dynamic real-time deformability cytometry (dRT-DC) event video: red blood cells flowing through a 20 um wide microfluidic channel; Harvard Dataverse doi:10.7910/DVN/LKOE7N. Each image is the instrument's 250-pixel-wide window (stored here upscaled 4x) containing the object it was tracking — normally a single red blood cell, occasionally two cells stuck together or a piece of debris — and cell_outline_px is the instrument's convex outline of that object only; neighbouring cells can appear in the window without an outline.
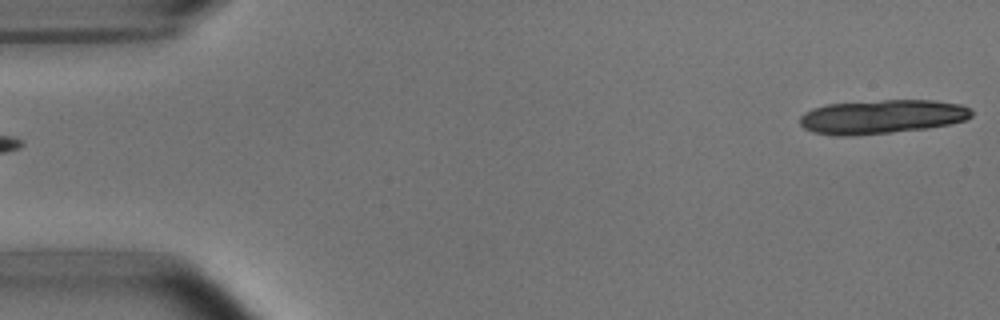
{"species": "common noctule bat (a hibernating species)", "species_latin": "Nyctalus noctula", "temperature_condition": "room temperature", "stored_images_in_passage": 5, "camera_frame_rate_fps": 3000, "um_per_image_px": 0.085, "animal": {"sex": "male", "body_mass_g": 15.6}, "frame": {"image": 1, "passage_image": 5, "time_ms": 1.333, "image_size_px": [1000, 320], "cell_outline_px": [[972, 116], [964, 120], [948, 124], [928, 128], [892, 132], [852, 136], [836, 136], [812, 132], [804, 128], [800, 124], [800, 116], [804, 112], [812, 108], [828, 104], [884, 100], [932, 100], [960, 104], [972, 108]], "centroid_in_image_um": [74.94, 9.92], "position_along_channel_um": 10.1, "area_um2": 34.1}}